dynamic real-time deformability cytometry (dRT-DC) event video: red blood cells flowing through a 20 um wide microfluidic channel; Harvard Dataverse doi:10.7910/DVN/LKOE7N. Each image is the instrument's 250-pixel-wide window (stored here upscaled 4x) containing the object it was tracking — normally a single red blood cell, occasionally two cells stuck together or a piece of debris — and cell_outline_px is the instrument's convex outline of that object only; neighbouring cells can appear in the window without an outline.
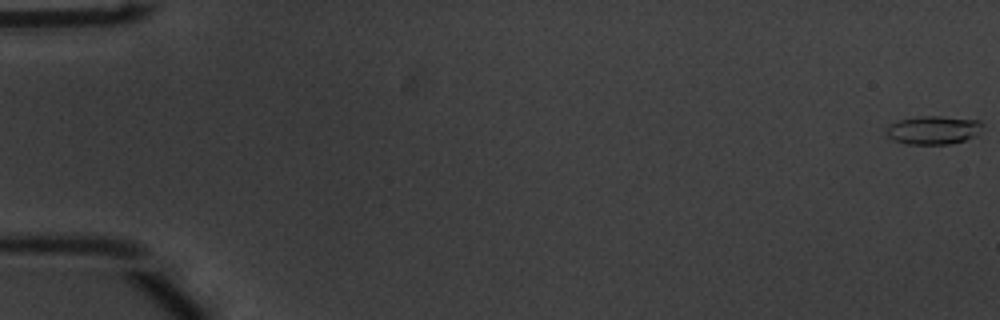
{"species": "common noctule bat (a hibernating species)", "species_latin": "Nyctalus noctula", "temperature_condition": "warm", "stored_images_in_passage": 55, "camera_frame_rate_fps": 3000, "um_per_image_px": 0.085, "animal": {"sex": "male", "body_mass_g": 20.1, "forearm_length_mm": 53.5}, "frame": {"image": 1, "passage_image": 1, "time_ms": 0.0, "image_size_px": [1000, 320], "cell_outline_px": [[984, 124], [972, 136], [964, 140], [952, 144], [908, 144], [896, 140], [888, 136], [888, 128], [892, 124], [900, 120], [920, 116], [940, 116], [980, 120]], "centroid_in_image_um": [79.36, 11.05], "position_along_channel_um": 5.6, "area_um2": 15.49}}
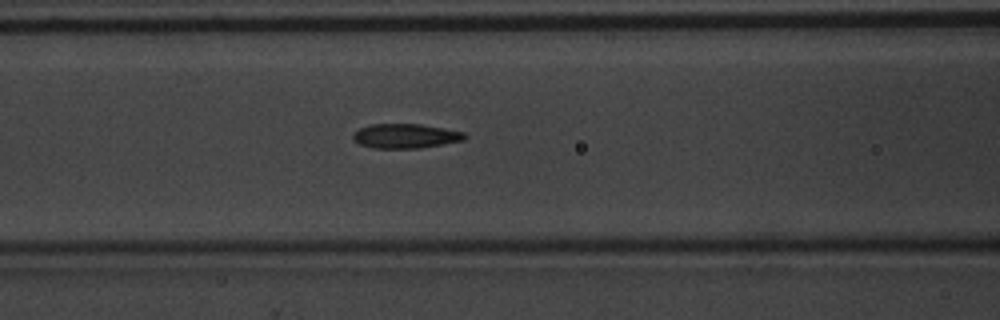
{"frame": {"image": 2, "passage_image": 24, "time_ms": 7.667, "image_size_px": [1000, 320], "cell_outline_px": [[468, 136], [464, 140], [420, 148], [372, 148], [360, 144], [352, 140], [352, 136], [360, 128], [372, 124], [420, 124], [444, 128], [464, 132]], "centroid_in_image_um": [34.47, 11.56], "position_along_channel_um": 132.1, "area_um2": 15.9}}
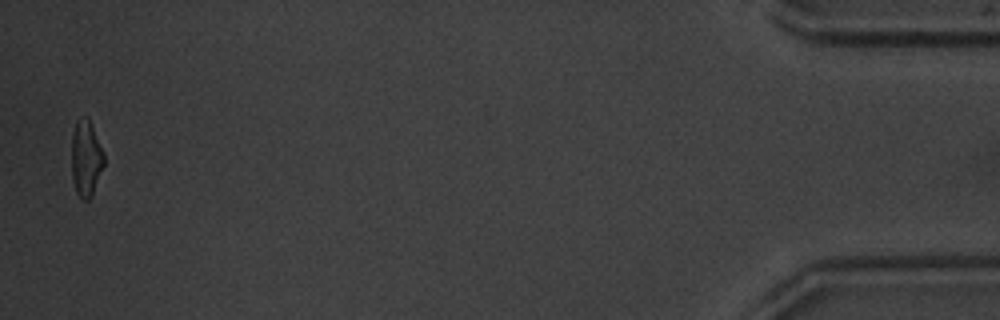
{"frame": {"image": 3, "passage_image": 54, "time_ms": 17.667, "image_size_px": [1000, 320], "cell_outline_px": [[104, 164], [92, 196], [88, 200], [80, 200], [76, 192], [72, 180], [72, 136], [76, 120], [84, 116], [88, 116], [104, 152]], "centroid_in_image_um": [7.31, 13.47], "position_along_channel_um": 427.9, "area_um2": 14.57}, "authors_computed_cell_mechanics": {"area_um2": 15.7794, "velocity_mm_per_s": 3.8297, "shape_relaxation_time_tau1_ms": 4.4162, "shape_relaxation_time_tau2_ms": 1.7314, "deformation_change_tau1": 0.1805, "deformation_change_tau2": 0.106}}